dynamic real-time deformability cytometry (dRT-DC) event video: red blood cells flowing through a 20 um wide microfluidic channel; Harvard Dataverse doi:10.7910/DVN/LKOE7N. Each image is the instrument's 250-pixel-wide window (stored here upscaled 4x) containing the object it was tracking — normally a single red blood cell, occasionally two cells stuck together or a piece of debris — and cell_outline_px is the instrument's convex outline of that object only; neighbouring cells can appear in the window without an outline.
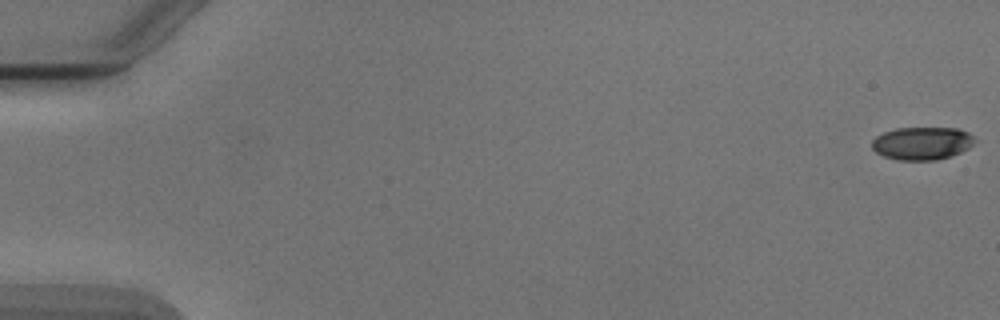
{"species": "Egyptian fruit bat (a non-hibernating species)", "species_latin": "Rousettus aegyptiacus", "temperature_condition": "cold", "stored_images_in_passage": 5, "segment_of_instrument_passage": [2, 2], "camera_frame_rate_fps": 3000, "um_per_image_px": 0.085, "animal": {"sex": "male"}, "frame": {"image": 1, "passage_image": 5, "time_ms": 5.667, "image_size_px": [1000, 320], "cell_outline_px": [[972, 144], [968, 148], [960, 152], [936, 160], [896, 160], [884, 156], [876, 152], [872, 148], [872, 140], [876, 136], [884, 132], [896, 128], [956, 128], [968, 132], [972, 136]], "centroid_in_image_um": [78.32, 12.18], "position_along_channel_um": 6.7, "area_um2": 19.48}}